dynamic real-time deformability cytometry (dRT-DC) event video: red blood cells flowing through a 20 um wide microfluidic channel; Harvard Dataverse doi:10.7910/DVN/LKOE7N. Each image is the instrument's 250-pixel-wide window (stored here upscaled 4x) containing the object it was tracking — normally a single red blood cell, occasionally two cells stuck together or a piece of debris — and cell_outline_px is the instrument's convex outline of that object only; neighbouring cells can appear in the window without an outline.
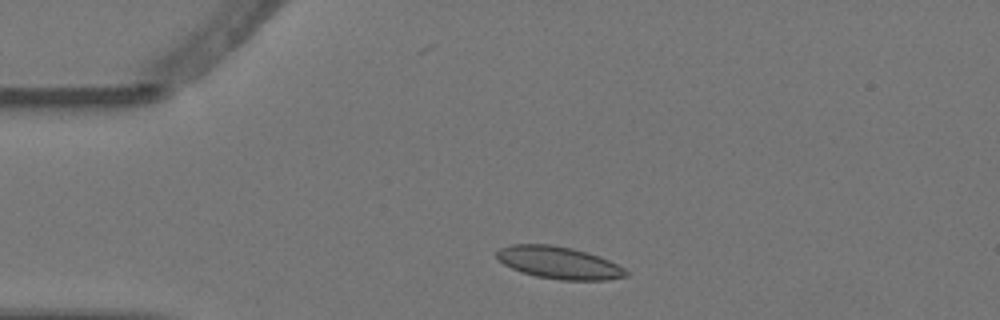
{"species": "Egyptian fruit bat (a non-hibernating species)", "species_latin": "Rousettus aegyptiacus", "temperature_condition": "warm", "stored_images_in_passage": 3, "segment_of_instrument_passage": [1, 2], "camera_frame_rate_fps": 3000, "um_per_image_px": 0.085, "animal": {"sex": "female"}, "frame": {"image": 1, "passage_image": 1, "time_ms": 0.0, "image_size_px": [1000, 320], "cell_outline_px": [[628, 276], [608, 280], [560, 280], [536, 276], [520, 272], [504, 264], [496, 256], [496, 252], [500, 248], [512, 244], [552, 244], [572, 248], [600, 256], [624, 268], [628, 272]], "centroid_in_image_um": [47.51, 22.33], "position_along_channel_um": 37.5, "area_um2": 24.33}}